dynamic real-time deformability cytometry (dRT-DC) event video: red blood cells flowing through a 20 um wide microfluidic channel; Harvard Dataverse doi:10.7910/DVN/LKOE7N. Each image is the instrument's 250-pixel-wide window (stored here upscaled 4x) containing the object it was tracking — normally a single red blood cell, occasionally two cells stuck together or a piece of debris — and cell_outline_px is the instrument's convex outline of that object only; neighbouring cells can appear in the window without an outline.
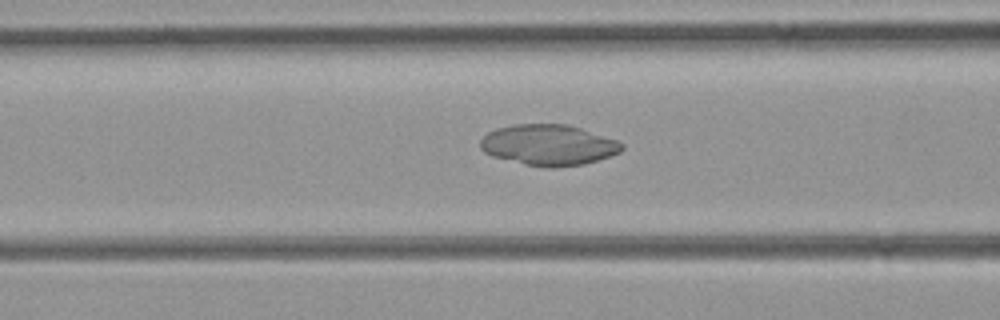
{"species": "common noctule bat (a hibernating species)", "species_latin": "Nyctalus noctula", "temperature_condition": "room temperature", "stored_images_in_passage": 33, "camera_frame_rate_fps": 3000, "um_per_image_px": 0.085, "animal": {"sex": "female", "body_mass_g": 21.9}, "frame": {"image": 1, "passage_image": 7, "time_ms": 2.0, "image_size_px": [1000, 320], "cell_outline_px": [[624, 148], [620, 152], [584, 164], [552, 168], [548, 168], [524, 164], [492, 156], [484, 152], [480, 148], [480, 140], [488, 132], [496, 128], [512, 124], [568, 124], [616, 140], [624, 144]], "centroid_in_image_um": [46.6, 12.32], "position_along_channel_um": 120.0, "area_um2": 33.58}}
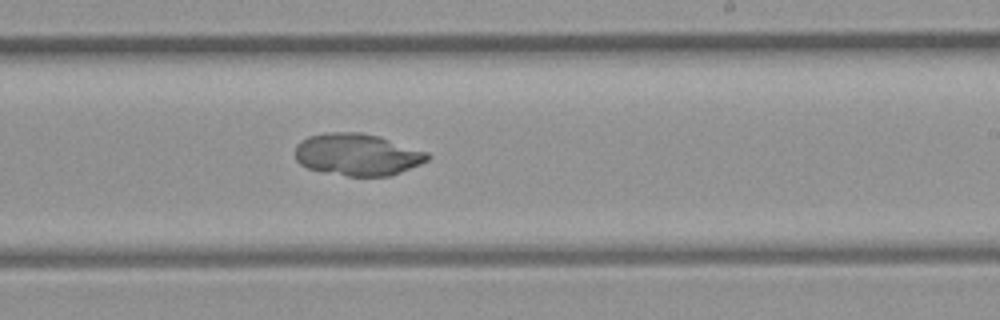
{"frame": {"image": 2, "passage_image": 17, "time_ms": 5.333, "image_size_px": [1000, 320], "cell_outline_px": [[432, 156], [428, 160], [420, 164], [400, 172], [388, 176], [348, 176], [324, 172], [308, 168], [300, 164], [296, 160], [296, 144], [300, 140], [308, 136], [328, 132], [360, 132], [380, 136], [428, 152]], "centroid_in_image_um": [30.38, 13.13], "position_along_channel_um": 258.6, "area_um2": 32.54}}
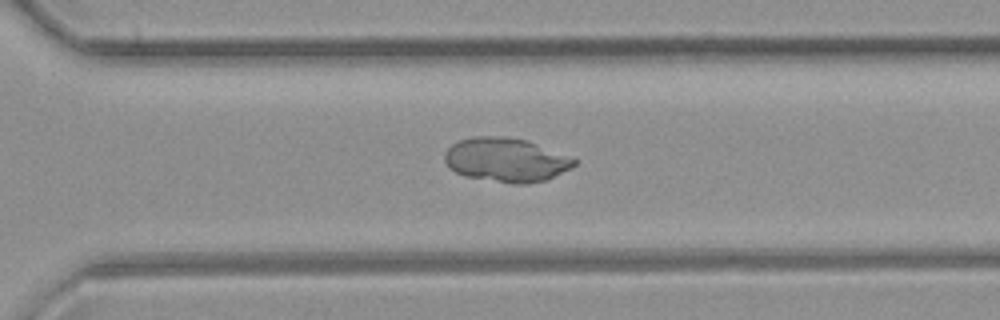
{"frame": {"image": 3, "passage_image": 22, "time_ms": 7.0, "image_size_px": [1000, 320], "cell_outline_px": [[576, 164], [572, 168], [548, 180], [528, 184], [512, 184], [464, 176], [456, 172], [444, 160], [444, 152], [452, 144], [460, 140], [472, 136], [508, 136], [528, 140], [576, 160]], "centroid_in_image_um": [43.01, 13.59], "position_along_channel_um": 327.6, "area_um2": 33.35}}